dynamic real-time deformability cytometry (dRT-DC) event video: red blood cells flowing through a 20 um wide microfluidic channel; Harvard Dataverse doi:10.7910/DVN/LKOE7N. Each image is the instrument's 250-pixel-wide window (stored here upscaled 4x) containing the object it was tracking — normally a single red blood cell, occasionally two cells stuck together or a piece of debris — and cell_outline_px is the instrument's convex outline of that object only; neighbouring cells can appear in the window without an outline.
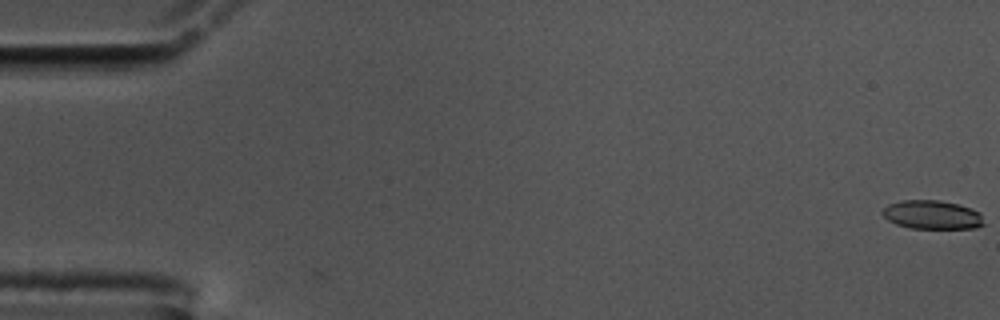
{"species": "common noctule bat (a hibernating species)", "species_latin": "Nyctalus noctula", "temperature_condition": "cold", "stored_images_in_passage": 2, "camera_frame_rate_fps": 3000, "um_per_image_px": 0.085, "animal": {"sex": "male", "body_mass_g": 17.5, "forearm_length_mm": 52.3}, "frame": {"image": 1, "passage_image": 2, "time_ms": 0.333, "image_size_px": [1000, 320], "cell_outline_px": [[984, 224], [976, 228], [912, 228], [896, 224], [888, 220], [880, 212], [888, 204], [904, 200], [940, 200], [972, 208], [980, 212]], "centroid_in_image_um": [79.23, 18.25], "position_along_channel_um": 5.8, "area_um2": 16.94}}